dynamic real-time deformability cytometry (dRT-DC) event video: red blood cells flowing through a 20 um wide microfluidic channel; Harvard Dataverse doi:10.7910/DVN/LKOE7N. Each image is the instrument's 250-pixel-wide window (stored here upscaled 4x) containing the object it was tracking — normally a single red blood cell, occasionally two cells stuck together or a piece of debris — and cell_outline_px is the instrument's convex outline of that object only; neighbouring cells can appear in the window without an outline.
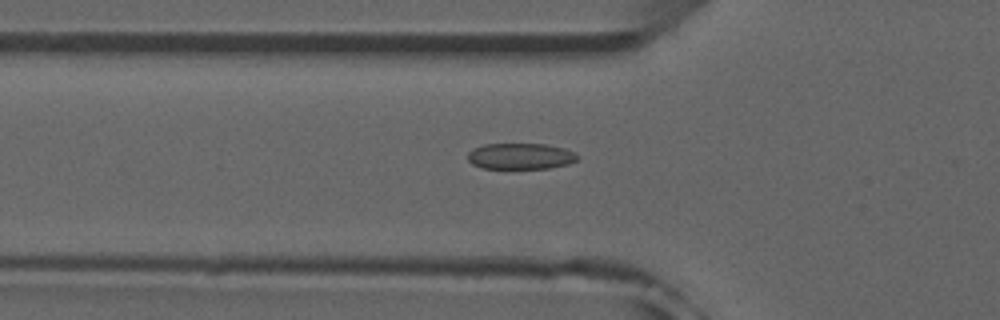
{"species": "common noctule bat (a hibernating species)", "species_latin": "Nyctalus noctula", "temperature_condition": "room temperature", "stored_images_in_passage": 35, "camera_frame_rate_fps": 3000, "um_per_image_px": 0.085, "animal": {"sex": "male", "forearm_length_mm": 52.5}, "frame": {"image": 1, "passage_image": 6, "time_ms": 1.667, "image_size_px": [1000, 320], "cell_outline_px": [[580, 156], [576, 160], [568, 164], [548, 168], [480, 168], [472, 164], [468, 160], [468, 152], [472, 148], [484, 144], [544, 144], [564, 148]], "centroid_in_image_um": [44.2, 13.27], "position_along_channel_um": 81.6, "area_um2": 16.65}}
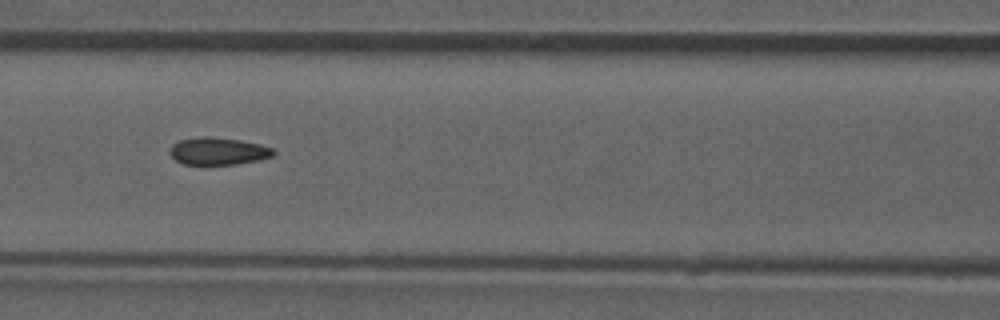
{"frame": {"image": 2, "passage_image": 11, "time_ms": 3.333, "image_size_px": [1000, 320], "cell_outline_px": [[276, 152], [272, 156], [256, 160], [236, 164], [184, 164], [176, 160], [168, 152], [172, 144], [180, 140], [204, 136], [208, 136], [240, 140], [260, 144], [272, 148]], "centroid_in_image_um": [18.52, 12.84], "position_along_channel_um": 148.1, "area_um2": 16.36}, "authors_computed_cell_mechanics": {"area_um2": 16.7042, "velocity_mm_per_s": 3.9343, "shape_relaxation_time_tau1_ms": null, "shape_relaxation_time_tau2_ms": 1.3133, "deformation_change_tau1": null, "deformation_change_tau2": 0.0712}}